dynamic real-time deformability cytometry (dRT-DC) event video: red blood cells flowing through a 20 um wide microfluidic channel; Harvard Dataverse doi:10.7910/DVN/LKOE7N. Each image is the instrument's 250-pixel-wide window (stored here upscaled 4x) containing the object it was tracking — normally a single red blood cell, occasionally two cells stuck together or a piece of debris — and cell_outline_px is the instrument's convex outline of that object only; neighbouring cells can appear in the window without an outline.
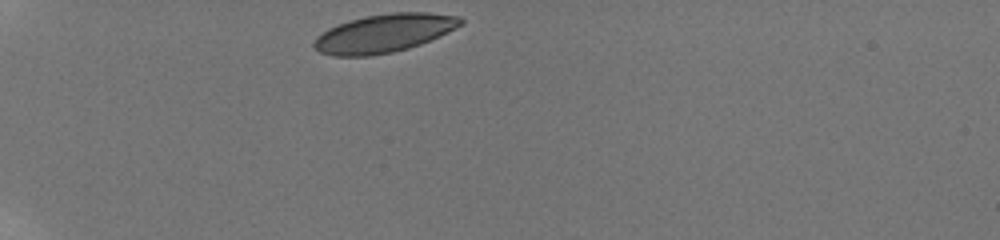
{"species": "human", "species_latin": "Homo sapiens", "temperature_condition": "room temperature", "stored_images_in_passage": 13, "camera_frame_rate_fps": 3000, "um_per_image_px": 0.085, "donor": {"sex": "male"}, "frame": {"image": 1, "passage_image": 1, "time_ms": 0.0, "image_size_px": [1000, 240], "cell_outline_px": [[464, 24], [440, 36], [420, 44], [408, 48], [392, 52], [372, 56], [332, 56], [320, 52], [312, 44], [316, 36], [328, 28], [336, 24], [348, 20], [364, 16], [392, 12], [428, 12], [460, 16], [464, 20]], "centroid_in_image_um": [32.65, 2.82], "position_along_channel_um": 52.4, "area_um2": 33.06}}
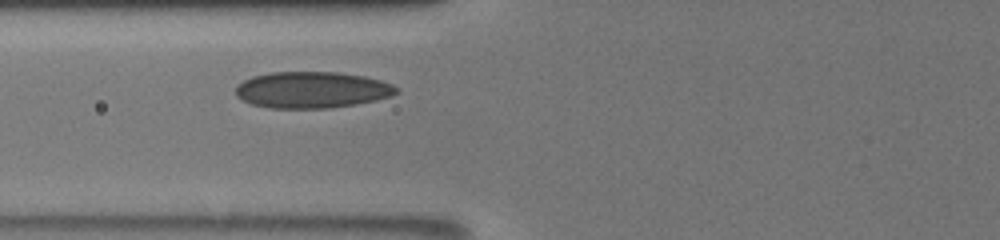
{"frame": {"image": 2, "passage_image": 7, "time_ms": 2.333, "image_size_px": [1000, 240], "cell_outline_px": [[400, 88], [392, 96], [376, 100], [356, 104], [328, 108], [272, 108], [252, 104], [236, 96], [236, 88], [244, 80], [252, 76], [272, 72], [336, 72], [364, 76], [380, 80], [392, 84]], "centroid_in_image_um": [26.54, 7.64], "position_along_channel_um": 99.3, "area_um2": 33.99}}
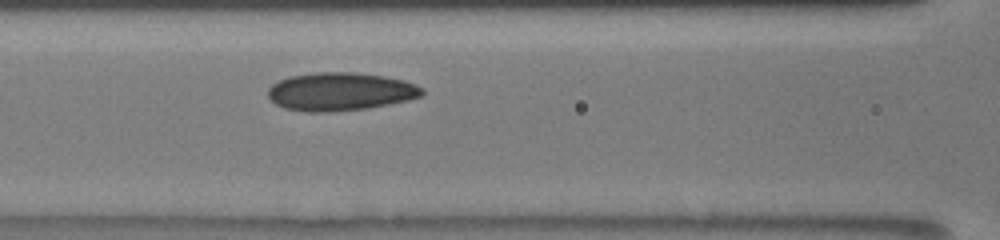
{"frame": {"image": 3, "passage_image": 10, "time_ms": 3.333, "image_size_px": [1000, 240], "cell_outline_px": [[424, 92], [420, 96], [408, 100], [368, 108], [328, 112], [308, 112], [284, 108], [276, 104], [268, 96], [268, 88], [272, 84], [288, 76], [316, 72], [352, 72], [384, 76], [404, 80], [416, 84], [424, 88]], "centroid_in_image_um": [28.92, 7.78], "position_along_channel_um": 137.7, "area_um2": 34.33}}